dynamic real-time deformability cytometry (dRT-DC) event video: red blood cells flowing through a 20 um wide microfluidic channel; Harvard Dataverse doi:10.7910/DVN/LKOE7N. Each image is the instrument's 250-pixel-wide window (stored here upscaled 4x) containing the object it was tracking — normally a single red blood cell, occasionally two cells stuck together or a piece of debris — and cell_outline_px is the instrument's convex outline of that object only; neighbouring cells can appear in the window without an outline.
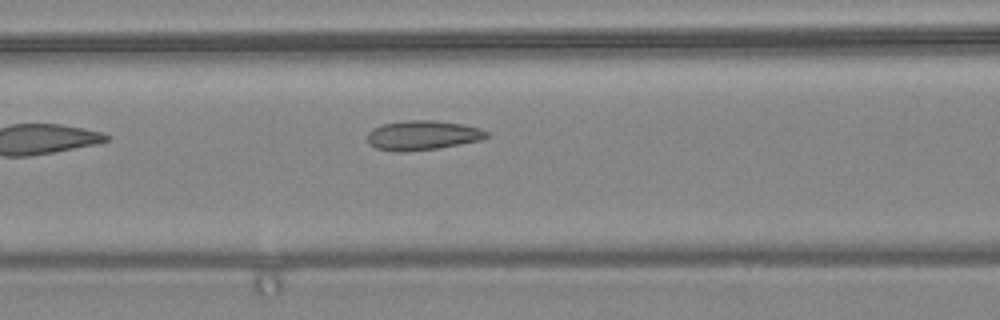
{"species": "common noctule bat (a hibernating species)", "species_latin": "Nyctalus noctula", "temperature_condition": "warm", "stored_images_in_passage": 7, "camera_frame_rate_fps": 3000, "um_per_image_px": 0.085, "animal": {"sex": "female", "body_mass_g": 24.6, "forearm_length_mm": 56.2}, "frame": {"image": 1, "passage_image": 6, "time_ms": 1.667, "image_size_px": [1000, 320], "cell_outline_px": [[488, 136], [480, 140], [460, 144], [436, 148], [408, 152], [396, 152], [376, 148], [368, 144], [368, 132], [372, 128], [384, 124], [408, 120], [436, 120], [460, 124], [480, 128], [488, 132]], "centroid_in_image_um": [35.89, 11.5], "position_along_channel_um": 130.7, "area_um2": 20.46}}